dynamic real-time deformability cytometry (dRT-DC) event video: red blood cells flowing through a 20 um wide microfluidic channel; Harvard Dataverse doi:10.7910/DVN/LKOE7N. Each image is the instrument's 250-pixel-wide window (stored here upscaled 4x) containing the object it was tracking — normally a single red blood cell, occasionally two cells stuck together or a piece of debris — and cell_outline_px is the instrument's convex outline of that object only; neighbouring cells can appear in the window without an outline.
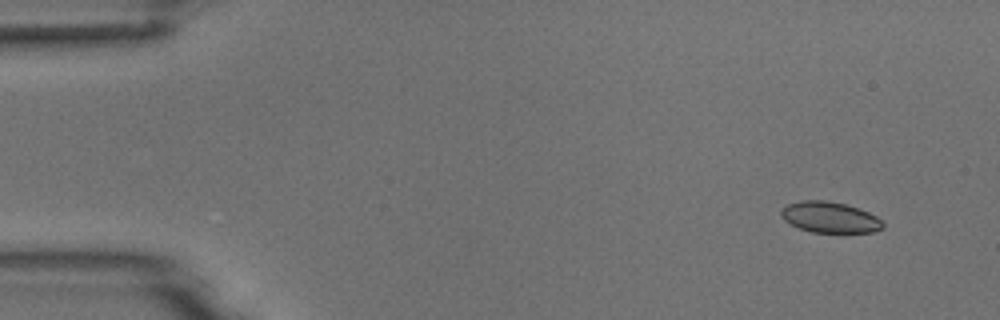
{"species": "common noctule bat (a hibernating species)", "species_latin": "Nyctalus noctula", "temperature_condition": "room temperature", "stored_images_in_passage": 7, "camera_frame_rate_fps": 3000, "um_per_image_px": 0.085, "animal": {"sex": "male", "body_mass_g": 18.8}, "frame": {"image": 1, "passage_image": 2, "time_ms": 1.333, "image_size_px": [1000, 320], "cell_outline_px": [[884, 228], [872, 232], [812, 232], [800, 228], [784, 220], [780, 216], [780, 212], [788, 204], [800, 200], [824, 200], [844, 204], [868, 212], [876, 216], [884, 224]], "centroid_in_image_um": [70.53, 18.47], "position_along_channel_um": 14.5, "area_um2": 18.09}}
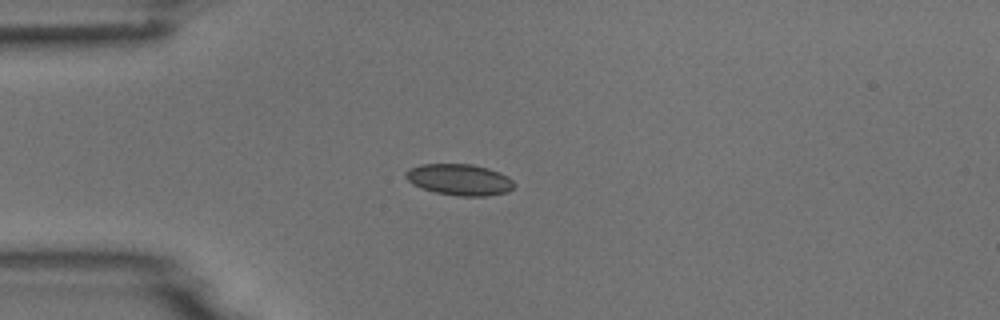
{"frame": {"image": 2, "passage_image": 5, "time_ms": 4.667, "image_size_px": [1000, 320], "cell_outline_px": [[516, 184], [508, 192], [488, 196], [456, 196], [436, 192], [412, 184], [404, 176], [404, 172], [408, 168], [420, 164], [472, 164], [488, 168], [500, 172], [508, 176]], "centroid_in_image_um": [39.06, 15.26], "position_along_channel_um": 45.9, "area_um2": 19.94}}
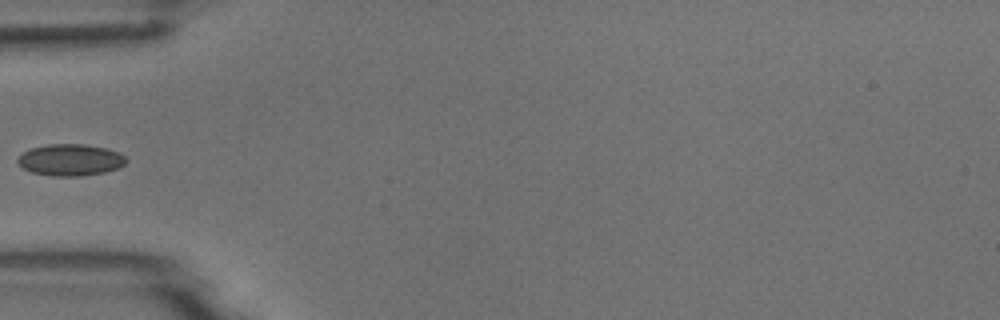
{"frame": {"image": 3, "passage_image": 6, "time_ms": 6.0, "image_size_px": [1000, 320], "cell_outline_px": [[128, 160], [124, 164], [116, 168], [104, 172], [80, 176], [52, 176], [32, 172], [24, 168], [16, 160], [24, 152], [32, 148], [48, 144], [84, 144], [108, 148], [124, 156]], "centroid_in_image_um": [5.99, 13.59], "position_along_channel_um": 79.0, "area_um2": 19.77}}